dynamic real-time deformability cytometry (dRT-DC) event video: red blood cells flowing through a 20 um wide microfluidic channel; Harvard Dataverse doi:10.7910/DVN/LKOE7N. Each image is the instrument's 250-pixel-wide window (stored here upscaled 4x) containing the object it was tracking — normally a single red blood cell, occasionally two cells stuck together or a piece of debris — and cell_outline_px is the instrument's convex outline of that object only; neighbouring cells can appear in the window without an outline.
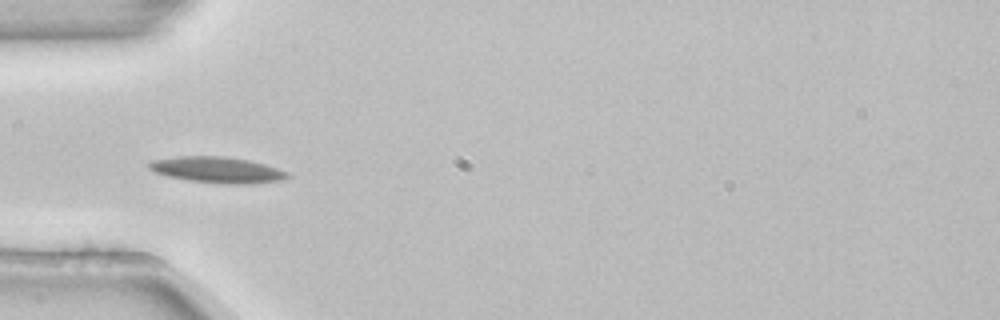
{"species": "common noctule bat (a hibernating species)", "species_latin": "Nyctalus noctula", "temperature_condition": "room temperature", "stored_images_in_passage": 33, "camera_frame_rate_fps": 3000, "um_per_image_px": 0.085, "animal": {"sex": "female", "body_mass_g": 22.7, "forearm_length_mm": 54.2}, "frame": {"image": 1, "passage_image": 6, "time_ms": 1.667, "image_size_px": [1000, 320], "cell_outline_px": [[292, 176], [280, 180], [248, 184], [228, 184], [192, 180], [168, 176], [156, 172], [148, 168], [148, 164], [152, 160], [180, 156], [224, 156], [248, 160], [264, 164], [288, 172]], "centroid_in_image_um": [18.48, 14.43], "position_along_channel_um": 66.5, "area_um2": 20.69}}
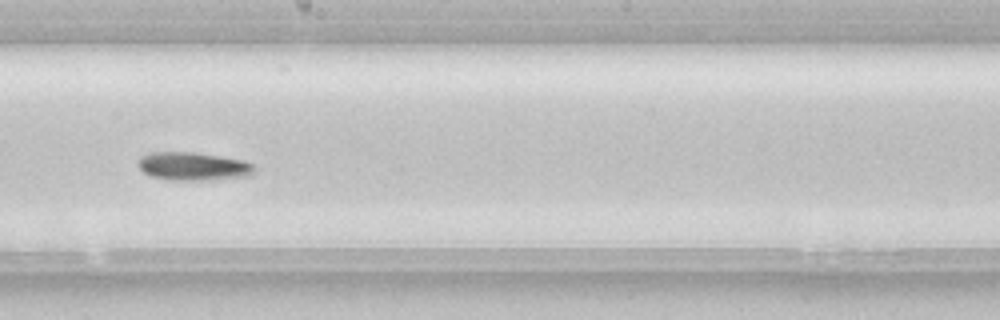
{"frame": {"image": 2, "passage_image": 19, "time_ms": 6.0, "image_size_px": [1000, 320], "cell_outline_px": [[256, 172], [252, 176], [212, 180], [172, 180], [152, 176], [144, 172], [136, 164], [140, 156], [152, 152], [192, 152], [220, 156], [244, 160], [252, 164], [256, 168]], "centroid_in_image_um": [16.47, 14.14], "position_along_channel_um": 231.7, "area_um2": 19.36}, "authors_computed_cell_mechanics": {"area_um2": 18.9006, "velocity_mm_per_s": 3.8291, "shape_relaxation_time_tau1_ms": 3.6742, "shape_relaxation_time_tau2_ms": null, "deformation_change_tau1": 0.103, "deformation_change_tau2": null}}